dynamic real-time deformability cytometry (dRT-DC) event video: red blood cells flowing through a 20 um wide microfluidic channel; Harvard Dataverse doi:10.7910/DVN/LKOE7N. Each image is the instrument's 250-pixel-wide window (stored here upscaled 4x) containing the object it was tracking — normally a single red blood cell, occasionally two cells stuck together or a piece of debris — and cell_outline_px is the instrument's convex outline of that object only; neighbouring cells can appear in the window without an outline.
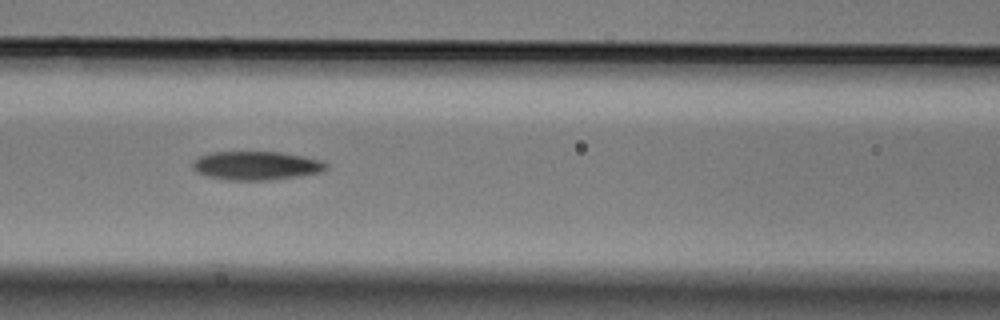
{"species": "Egyptian fruit bat (a non-hibernating species)", "species_latin": "Rousettus aegyptiacus", "temperature_condition": "cold", "stored_images_in_passage": 9, "camera_frame_rate_fps": 3000, "um_per_image_px": 0.085, "animal": {"sex": "male"}, "frame": {"image": 1, "passage_image": 6, "time_ms": 1.667, "image_size_px": [1000, 320], "cell_outline_px": [[328, 168], [320, 172], [300, 176], [272, 180], [224, 180], [204, 176], [196, 172], [192, 168], [192, 160], [200, 156], [212, 152], [280, 152], [304, 156], [320, 160], [328, 164]], "centroid_in_image_um": [21.75, 14.08], "position_along_channel_um": 144.9, "area_um2": 22.6}}
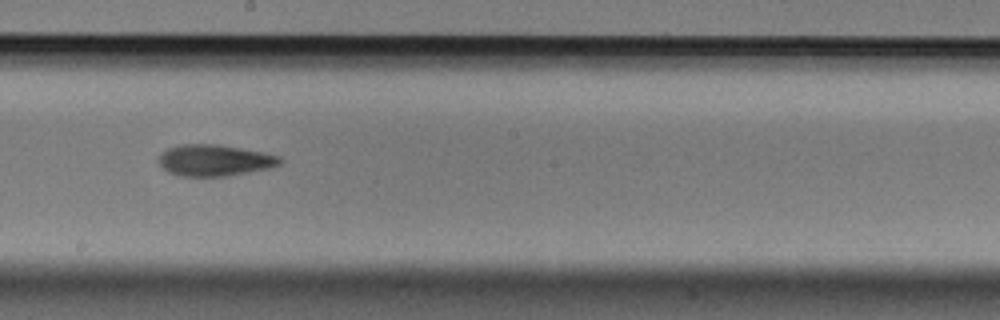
{"frame": {"image": 2, "passage_image": 8, "time_ms": 2.333, "image_size_px": [1000, 320], "cell_outline_px": [[284, 160], [280, 164], [272, 168], [228, 176], [180, 176], [168, 172], [156, 160], [160, 152], [168, 148], [180, 144], [220, 144], [264, 152], [280, 156]], "centroid_in_image_um": [18.25, 13.62], "position_along_channel_um": 229.9, "area_um2": 22.6}}
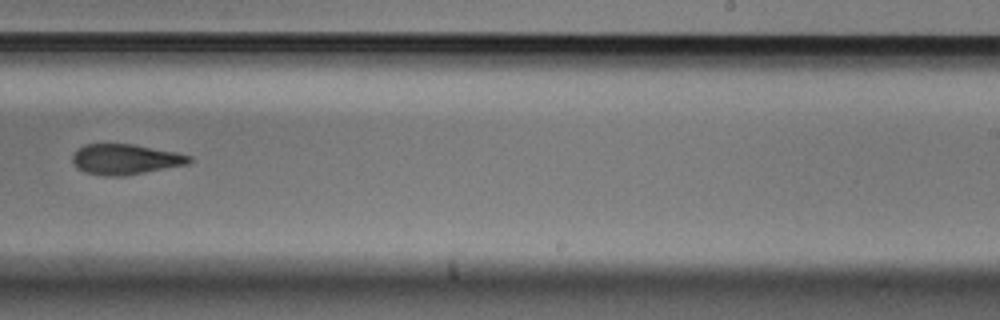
{"frame": {"image": 3, "passage_image": 9, "time_ms": 2.667, "image_size_px": [1000, 320], "cell_outline_px": [[192, 160], [188, 164], [124, 176], [104, 176], [84, 172], [76, 168], [72, 164], [72, 156], [76, 148], [84, 144], [132, 144], [176, 152], [192, 156]], "centroid_in_image_um": [10.6, 13.54], "position_along_channel_um": 278.4, "area_um2": 20.87}}